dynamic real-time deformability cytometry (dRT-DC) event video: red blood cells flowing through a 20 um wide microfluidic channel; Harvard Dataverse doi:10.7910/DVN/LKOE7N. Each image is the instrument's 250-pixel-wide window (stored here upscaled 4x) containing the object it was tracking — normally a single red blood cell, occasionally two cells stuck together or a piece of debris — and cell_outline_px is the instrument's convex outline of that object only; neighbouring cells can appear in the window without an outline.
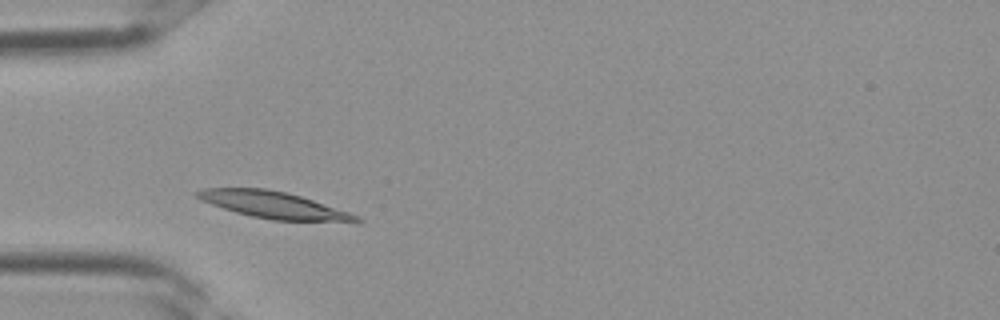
{"species": "Egyptian fruit bat (a non-hibernating species)", "species_latin": "Rousettus aegyptiacus", "temperature_condition": "room temperature", "stored_images_in_passage": 1, "camera_frame_rate_fps": 3000, "um_per_image_px": 0.085, "frame": {"image": 1, "passage_image": 1, "time_ms": 0.0, "image_size_px": [1000, 320], "cell_outline_px": [[364, 220], [272, 220], [252, 216], [236, 212], [200, 200], [192, 192], [204, 188], [264, 188], [288, 192], [348, 212]], "centroid_in_image_um": [23.08, 17.38], "position_along_channel_um": 61.9, "area_um2": 23.93}}